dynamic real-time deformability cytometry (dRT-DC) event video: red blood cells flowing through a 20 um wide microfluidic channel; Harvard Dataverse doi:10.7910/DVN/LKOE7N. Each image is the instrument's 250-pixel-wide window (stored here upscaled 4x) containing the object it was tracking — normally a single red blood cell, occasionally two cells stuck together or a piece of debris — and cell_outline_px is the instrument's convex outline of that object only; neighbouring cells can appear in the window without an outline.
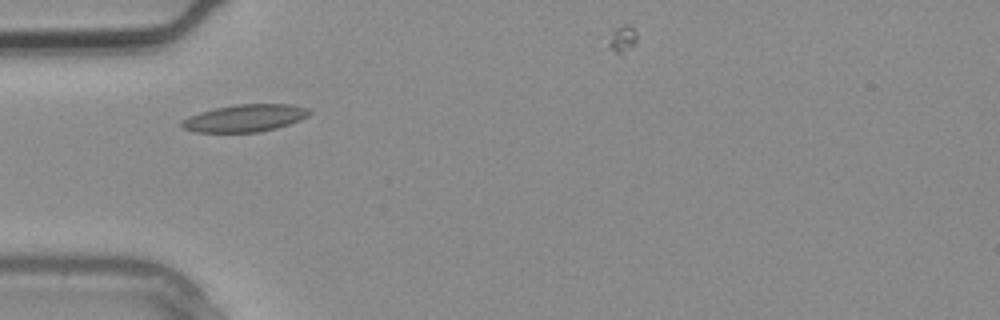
{"species": "common noctule bat (a hibernating species)", "species_latin": "Nyctalus noctula", "temperature_condition": "warm", "stored_images_in_passage": 3, "camera_frame_rate_fps": 3000, "um_per_image_px": 0.085, "animal": {"sex": "male", "body_mass_g": 20.4}, "frame": {"image": 1, "passage_image": 3, "time_ms": 0.667, "image_size_px": [1000, 320], "cell_outline_px": [[312, 112], [308, 116], [300, 120], [276, 128], [260, 132], [196, 132], [184, 128], [180, 124], [180, 120], [188, 116], [200, 112], [216, 108], [236, 104], [292, 104], [308, 108]], "centroid_in_image_um": [20.82, 10.03], "position_along_channel_um": 64.2, "area_um2": 20.35}}